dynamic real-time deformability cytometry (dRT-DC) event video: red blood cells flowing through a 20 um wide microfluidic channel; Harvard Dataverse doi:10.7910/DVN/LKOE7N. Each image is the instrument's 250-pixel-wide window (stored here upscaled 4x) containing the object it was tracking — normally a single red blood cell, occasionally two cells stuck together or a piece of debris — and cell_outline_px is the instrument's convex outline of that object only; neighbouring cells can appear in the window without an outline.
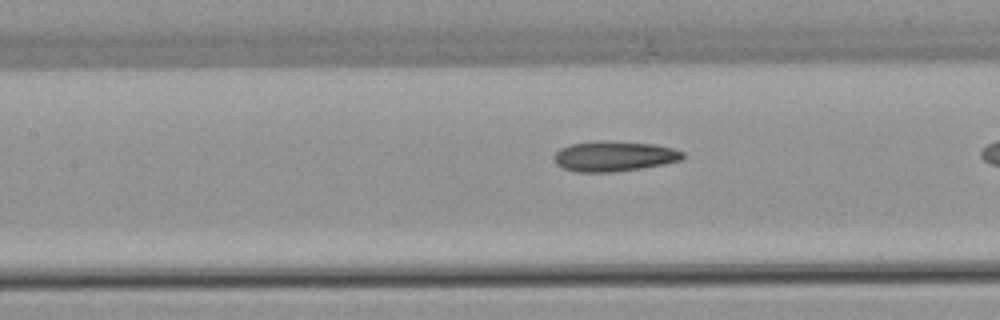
{"species": "common noctule bat (a hibernating species)", "species_latin": "Nyctalus noctula", "temperature_condition": "warm", "stored_images_in_passage": 29, "camera_frame_rate_fps": 3000, "um_per_image_px": 0.085, "animal": {"sex": "female", "body_mass_g": 22.7, "forearm_length_mm": 54.2}, "frame": {"image": 1, "passage_image": 17, "time_ms": 5.333, "image_size_px": [1000, 320], "cell_outline_px": [[684, 160], [664, 164], [616, 172], [576, 172], [564, 168], [556, 164], [552, 156], [560, 148], [572, 144], [596, 140], [604, 140], [656, 144], [672, 148], [684, 152]], "centroid_in_image_um": [52.2, 13.27], "position_along_channel_um": 155.2, "area_um2": 22.95}}
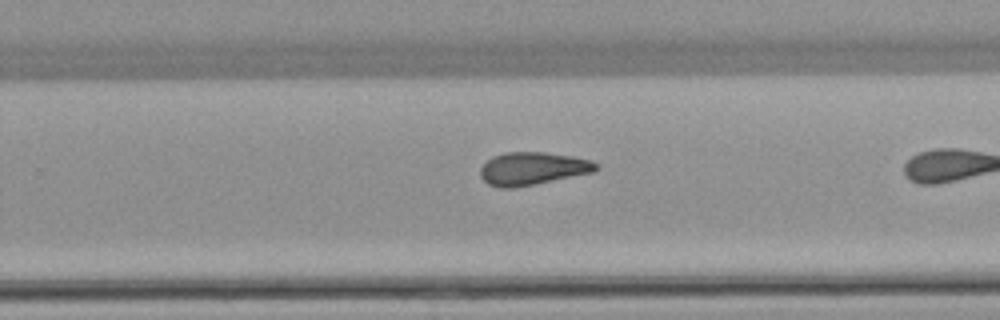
{"frame": {"image": 2, "passage_image": 27, "time_ms": 8.667, "image_size_px": [1000, 320], "cell_outline_px": [[600, 168], [592, 172], [536, 184], [512, 188], [500, 188], [488, 184], [480, 176], [480, 168], [492, 156], [504, 152], [544, 152], [572, 156], [592, 160], [600, 164]], "centroid_in_image_um": [45.28, 14.32], "position_along_channel_um": 284.5, "area_um2": 22.25}}